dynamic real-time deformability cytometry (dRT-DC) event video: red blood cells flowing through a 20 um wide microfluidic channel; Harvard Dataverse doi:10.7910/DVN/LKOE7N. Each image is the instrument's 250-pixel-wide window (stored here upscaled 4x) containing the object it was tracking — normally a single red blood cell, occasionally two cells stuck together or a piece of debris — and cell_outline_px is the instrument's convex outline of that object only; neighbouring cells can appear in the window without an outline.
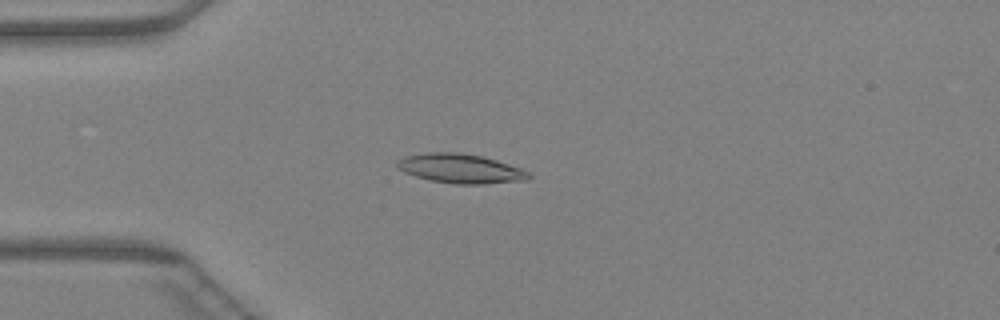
{"species": "Egyptian fruit bat (a non-hibernating species)", "species_latin": "Rousettus aegyptiacus", "temperature_condition": "warm", "stored_images_in_passage": 47, "camera_frame_rate_fps": 3000, "um_per_image_px": 0.085, "animal": {"sex": "female"}, "frame": {"image": 1, "passage_image": 13, "time_ms": 4.0, "image_size_px": [1000, 320], "cell_outline_px": [[532, 176], [528, 180], [484, 184], [456, 184], [432, 180], [416, 176], [404, 172], [396, 168], [396, 160], [404, 156], [428, 152], [460, 152], [480, 156], [496, 160], [532, 172]], "centroid_in_image_um": [39.15, 14.32], "position_along_channel_um": 45.9, "area_um2": 22.6}}
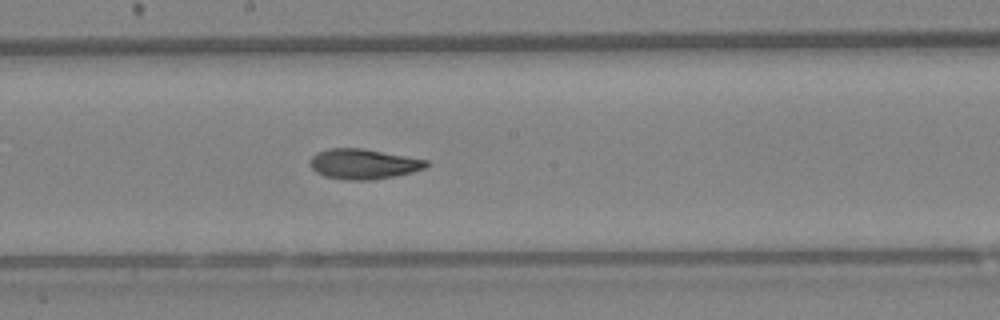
{"frame": {"image": 2, "passage_image": 26, "time_ms": 8.333, "image_size_px": [1000, 320], "cell_outline_px": [[428, 164], [424, 168], [412, 172], [372, 180], [344, 180], [324, 176], [316, 172], [308, 164], [312, 156], [316, 152], [328, 148], [364, 148], [428, 160]], "centroid_in_image_um": [30.84, 13.93], "position_along_channel_um": 217.4, "area_um2": 20.52}}
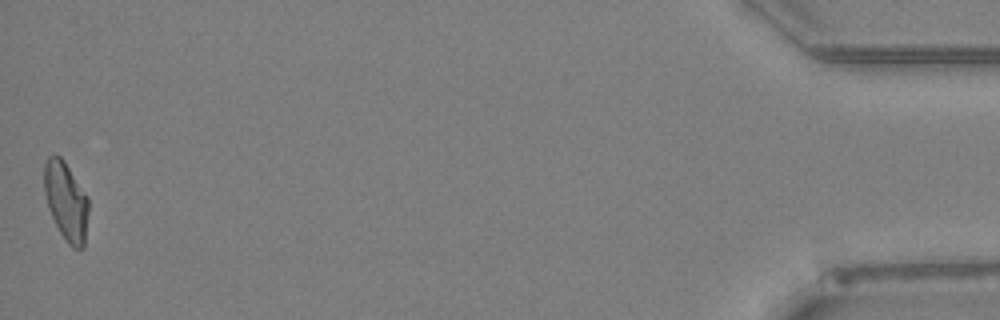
{"frame": {"image": 3, "passage_image": 47, "time_ms": 15.333, "image_size_px": [1000, 320], "cell_outline_px": [[88, 212], [84, 248], [72, 248], [68, 244], [60, 232], [48, 208], [44, 192], [44, 164], [48, 156], [60, 156], [64, 160], [88, 196]], "centroid_in_image_um": [5.62, 17.1], "position_along_channel_um": 429.6, "area_um2": 20.29}}